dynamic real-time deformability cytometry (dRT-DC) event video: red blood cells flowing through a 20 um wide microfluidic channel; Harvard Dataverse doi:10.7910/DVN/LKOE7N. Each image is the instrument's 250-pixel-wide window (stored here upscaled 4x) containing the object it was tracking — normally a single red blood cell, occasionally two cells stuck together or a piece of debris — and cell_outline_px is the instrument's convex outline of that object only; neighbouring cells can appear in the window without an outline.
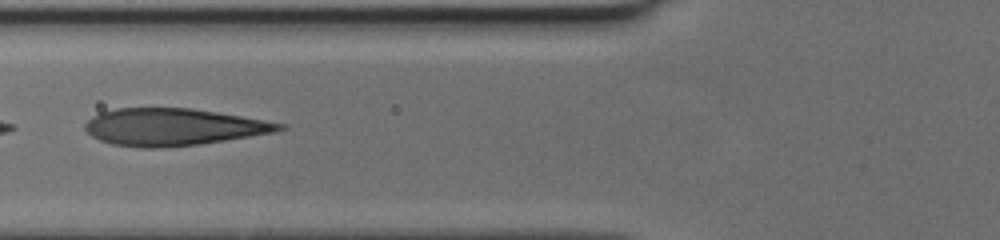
{"species": "human", "species_latin": "Homo sapiens", "temperature_condition": "cold", "stored_images_in_passage": 23, "camera_frame_rate_fps": 3000, "um_per_image_px": 0.085, "donor": {"sex": "female"}, "frame": {"image": 1, "passage_image": 19, "time_ms": 6.0, "image_size_px": [1000, 240], "cell_outline_px": [[288, 128], [276, 132], [200, 144], [164, 148], [140, 148], [112, 144], [100, 140], [92, 136], [84, 128], [84, 124], [92, 116], [100, 112], [116, 108], [192, 108], [288, 124]], "centroid_in_image_um": [14.73, 10.8], "position_along_channel_um": 111.1, "area_um2": 42.14}}